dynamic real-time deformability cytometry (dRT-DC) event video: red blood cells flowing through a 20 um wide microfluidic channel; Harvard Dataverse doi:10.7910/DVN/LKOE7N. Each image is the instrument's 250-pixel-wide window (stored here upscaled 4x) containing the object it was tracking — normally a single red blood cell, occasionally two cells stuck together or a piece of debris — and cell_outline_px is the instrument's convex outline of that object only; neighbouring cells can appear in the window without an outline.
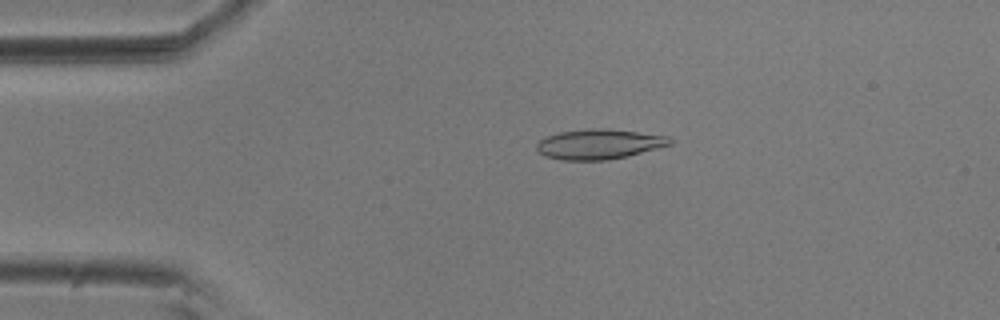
{"species": "common noctule bat (a hibernating species)", "species_latin": "Nyctalus noctula", "temperature_condition": "room temperature", "stored_images_in_passage": 12, "camera_frame_rate_fps": 3000, "um_per_image_px": 0.085, "animal": {"sex": "male", "body_mass_g": 20.5, "forearm_length_mm": 52.5}, "frame": {"image": 1, "passage_image": 6, "time_ms": 1.667, "image_size_px": [1000, 320], "cell_outline_px": [[676, 140], [672, 144], [628, 156], [608, 160], [564, 160], [544, 156], [536, 148], [536, 144], [540, 140], [548, 136], [560, 132], [592, 128], [604, 128], [668, 136]], "centroid_in_image_um": [50.95, 12.25], "position_along_channel_um": 34.1, "area_um2": 23.24}}